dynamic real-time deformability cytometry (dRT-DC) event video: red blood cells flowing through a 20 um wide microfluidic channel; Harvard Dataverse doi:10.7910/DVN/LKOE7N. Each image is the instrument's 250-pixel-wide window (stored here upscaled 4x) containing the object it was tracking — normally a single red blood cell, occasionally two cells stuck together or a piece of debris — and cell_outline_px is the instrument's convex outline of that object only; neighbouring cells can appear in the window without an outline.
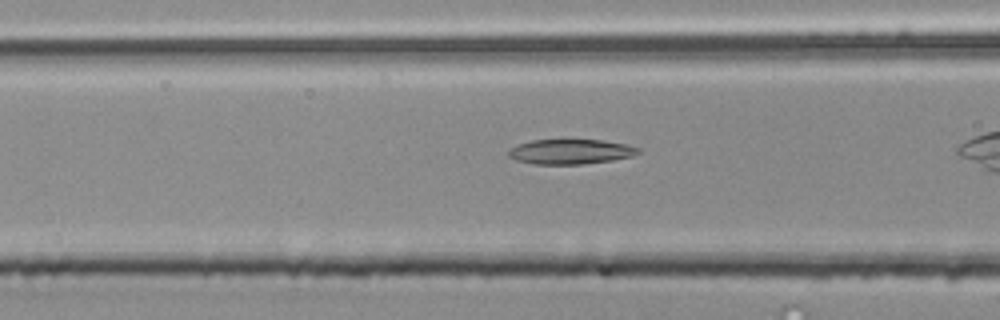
{"species": "common noctule bat (a hibernating species)", "species_latin": "Nyctalus noctula", "temperature_condition": "room temperature", "stored_images_in_passage": 36, "camera_frame_rate_fps": 3000, "um_per_image_px": 0.085, "animal": {"sex": "male", "body_mass_g": 20.4}, "frame": {"image": 1, "passage_image": 16, "time_ms": 5.0, "image_size_px": [1000, 320], "cell_outline_px": [[640, 152], [632, 156], [612, 160], [584, 164], [532, 164], [516, 160], [508, 156], [508, 152], [516, 144], [532, 140], [604, 140], [624, 144], [640, 148]], "centroid_in_image_um": [48.48, 12.89], "position_along_channel_um": 118.1, "area_um2": 18.79}}